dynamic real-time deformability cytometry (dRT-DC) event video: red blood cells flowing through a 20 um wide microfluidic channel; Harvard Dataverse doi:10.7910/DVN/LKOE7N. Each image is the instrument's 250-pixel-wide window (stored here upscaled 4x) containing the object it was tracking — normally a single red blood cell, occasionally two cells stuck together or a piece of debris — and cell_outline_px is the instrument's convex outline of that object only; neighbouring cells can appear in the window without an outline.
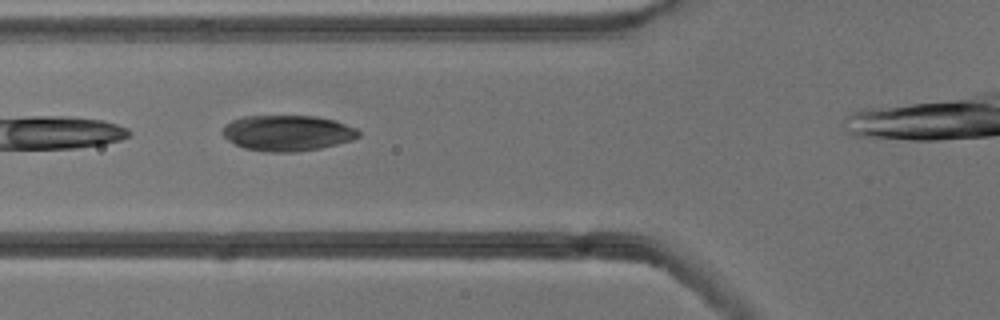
{"species": "common noctule bat (a hibernating species)", "species_latin": "Nyctalus noctula", "temperature_condition": "cold", "stored_images_in_passage": 9, "camera_frame_rate_fps": 3000, "um_per_image_px": 0.085, "animal": {"sex": "male", "body_mass_g": 13.3}, "frame": {"image": 1, "passage_image": 4, "time_ms": 1.0, "image_size_px": [1000, 320], "cell_outline_px": [[360, 136], [352, 140], [320, 148], [292, 152], [268, 152], [244, 148], [228, 140], [224, 136], [224, 128], [232, 120], [244, 116], [316, 116], [332, 120], [356, 128], [360, 132]], "centroid_in_image_um": [24.45, 11.31], "position_along_channel_um": 101.4, "area_um2": 27.98}}